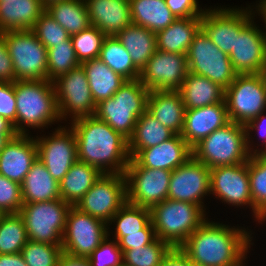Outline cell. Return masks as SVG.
Segmentation results:
<instances>
[{
    "label": "cell",
    "instance_id": "cell-1",
    "mask_svg": "<svg viewBox=\"0 0 266 266\" xmlns=\"http://www.w3.org/2000/svg\"><path fill=\"white\" fill-rule=\"evenodd\" d=\"M78 161L102 174H124L129 164L128 139L95 115L72 121ZM110 168V169H109Z\"/></svg>",
    "mask_w": 266,
    "mask_h": 266
},
{
    "label": "cell",
    "instance_id": "cell-2",
    "mask_svg": "<svg viewBox=\"0 0 266 266\" xmlns=\"http://www.w3.org/2000/svg\"><path fill=\"white\" fill-rule=\"evenodd\" d=\"M249 234L206 220L179 249L189 260L205 266H233L246 259L252 241Z\"/></svg>",
    "mask_w": 266,
    "mask_h": 266
},
{
    "label": "cell",
    "instance_id": "cell-3",
    "mask_svg": "<svg viewBox=\"0 0 266 266\" xmlns=\"http://www.w3.org/2000/svg\"><path fill=\"white\" fill-rule=\"evenodd\" d=\"M17 134H26V127L43 128L60 121L53 82L49 80H16ZM26 126H24V125Z\"/></svg>",
    "mask_w": 266,
    "mask_h": 266
},
{
    "label": "cell",
    "instance_id": "cell-4",
    "mask_svg": "<svg viewBox=\"0 0 266 266\" xmlns=\"http://www.w3.org/2000/svg\"><path fill=\"white\" fill-rule=\"evenodd\" d=\"M149 90L137 80H127L111 97L96 104L95 116L129 139L138 118L147 110Z\"/></svg>",
    "mask_w": 266,
    "mask_h": 266
},
{
    "label": "cell",
    "instance_id": "cell-5",
    "mask_svg": "<svg viewBox=\"0 0 266 266\" xmlns=\"http://www.w3.org/2000/svg\"><path fill=\"white\" fill-rule=\"evenodd\" d=\"M150 212L156 237L172 248H179L206 221L201 206L168 198L154 205Z\"/></svg>",
    "mask_w": 266,
    "mask_h": 266
},
{
    "label": "cell",
    "instance_id": "cell-6",
    "mask_svg": "<svg viewBox=\"0 0 266 266\" xmlns=\"http://www.w3.org/2000/svg\"><path fill=\"white\" fill-rule=\"evenodd\" d=\"M250 155L244 125L231 121L192 147V156L210 169L245 163Z\"/></svg>",
    "mask_w": 266,
    "mask_h": 266
},
{
    "label": "cell",
    "instance_id": "cell-7",
    "mask_svg": "<svg viewBox=\"0 0 266 266\" xmlns=\"http://www.w3.org/2000/svg\"><path fill=\"white\" fill-rule=\"evenodd\" d=\"M71 206L62 199L24 203L19 214L24 220L28 239L61 245Z\"/></svg>",
    "mask_w": 266,
    "mask_h": 266
},
{
    "label": "cell",
    "instance_id": "cell-8",
    "mask_svg": "<svg viewBox=\"0 0 266 266\" xmlns=\"http://www.w3.org/2000/svg\"><path fill=\"white\" fill-rule=\"evenodd\" d=\"M16 80H48L47 48L32 30L3 32Z\"/></svg>",
    "mask_w": 266,
    "mask_h": 266
},
{
    "label": "cell",
    "instance_id": "cell-9",
    "mask_svg": "<svg viewBox=\"0 0 266 266\" xmlns=\"http://www.w3.org/2000/svg\"><path fill=\"white\" fill-rule=\"evenodd\" d=\"M229 121L246 125L266 109V85L260 73L237 74L225 89Z\"/></svg>",
    "mask_w": 266,
    "mask_h": 266
},
{
    "label": "cell",
    "instance_id": "cell-10",
    "mask_svg": "<svg viewBox=\"0 0 266 266\" xmlns=\"http://www.w3.org/2000/svg\"><path fill=\"white\" fill-rule=\"evenodd\" d=\"M189 72L207 77L224 90L235 80L229 56L221 51L200 28L195 34L187 52Z\"/></svg>",
    "mask_w": 266,
    "mask_h": 266
},
{
    "label": "cell",
    "instance_id": "cell-11",
    "mask_svg": "<svg viewBox=\"0 0 266 266\" xmlns=\"http://www.w3.org/2000/svg\"><path fill=\"white\" fill-rule=\"evenodd\" d=\"M109 225L71 206L67 214L62 249L74 257H89L109 237Z\"/></svg>",
    "mask_w": 266,
    "mask_h": 266
},
{
    "label": "cell",
    "instance_id": "cell-12",
    "mask_svg": "<svg viewBox=\"0 0 266 266\" xmlns=\"http://www.w3.org/2000/svg\"><path fill=\"white\" fill-rule=\"evenodd\" d=\"M172 171L141 167L133 158L125 169L127 201L144 208L168 198V188Z\"/></svg>",
    "mask_w": 266,
    "mask_h": 266
},
{
    "label": "cell",
    "instance_id": "cell-13",
    "mask_svg": "<svg viewBox=\"0 0 266 266\" xmlns=\"http://www.w3.org/2000/svg\"><path fill=\"white\" fill-rule=\"evenodd\" d=\"M126 202L124 174L109 173L102 174L74 207L109 224L110 219Z\"/></svg>",
    "mask_w": 266,
    "mask_h": 266
},
{
    "label": "cell",
    "instance_id": "cell-14",
    "mask_svg": "<svg viewBox=\"0 0 266 266\" xmlns=\"http://www.w3.org/2000/svg\"><path fill=\"white\" fill-rule=\"evenodd\" d=\"M52 82L61 120H64L68 114L72 115V121L95 114L96 104L81 65L60 75Z\"/></svg>",
    "mask_w": 266,
    "mask_h": 266
},
{
    "label": "cell",
    "instance_id": "cell-15",
    "mask_svg": "<svg viewBox=\"0 0 266 266\" xmlns=\"http://www.w3.org/2000/svg\"><path fill=\"white\" fill-rule=\"evenodd\" d=\"M188 73L187 55L157 49L140 71L139 80L149 91H177Z\"/></svg>",
    "mask_w": 266,
    "mask_h": 266
},
{
    "label": "cell",
    "instance_id": "cell-16",
    "mask_svg": "<svg viewBox=\"0 0 266 266\" xmlns=\"http://www.w3.org/2000/svg\"><path fill=\"white\" fill-rule=\"evenodd\" d=\"M37 158L59 183L78 160L74 131L58 127L49 137H36Z\"/></svg>",
    "mask_w": 266,
    "mask_h": 266
},
{
    "label": "cell",
    "instance_id": "cell-17",
    "mask_svg": "<svg viewBox=\"0 0 266 266\" xmlns=\"http://www.w3.org/2000/svg\"><path fill=\"white\" fill-rule=\"evenodd\" d=\"M210 168L191 156L171 173L168 199L193 203L204 208L205 195L210 194Z\"/></svg>",
    "mask_w": 266,
    "mask_h": 266
},
{
    "label": "cell",
    "instance_id": "cell-18",
    "mask_svg": "<svg viewBox=\"0 0 266 266\" xmlns=\"http://www.w3.org/2000/svg\"><path fill=\"white\" fill-rule=\"evenodd\" d=\"M251 16L235 35V46L229 58L237 74L261 73L266 60V32L258 29Z\"/></svg>",
    "mask_w": 266,
    "mask_h": 266
},
{
    "label": "cell",
    "instance_id": "cell-19",
    "mask_svg": "<svg viewBox=\"0 0 266 266\" xmlns=\"http://www.w3.org/2000/svg\"><path fill=\"white\" fill-rule=\"evenodd\" d=\"M210 194L235 206H251L254 216L248 174V161L241 164L213 167L210 169Z\"/></svg>",
    "mask_w": 266,
    "mask_h": 266
},
{
    "label": "cell",
    "instance_id": "cell-20",
    "mask_svg": "<svg viewBox=\"0 0 266 266\" xmlns=\"http://www.w3.org/2000/svg\"><path fill=\"white\" fill-rule=\"evenodd\" d=\"M245 9H206L201 18V28L212 42L228 56L235 46V35L253 13Z\"/></svg>",
    "mask_w": 266,
    "mask_h": 266
},
{
    "label": "cell",
    "instance_id": "cell-21",
    "mask_svg": "<svg viewBox=\"0 0 266 266\" xmlns=\"http://www.w3.org/2000/svg\"><path fill=\"white\" fill-rule=\"evenodd\" d=\"M36 159V140L28 133L17 134L0 151V174L21 184Z\"/></svg>",
    "mask_w": 266,
    "mask_h": 266
},
{
    "label": "cell",
    "instance_id": "cell-22",
    "mask_svg": "<svg viewBox=\"0 0 266 266\" xmlns=\"http://www.w3.org/2000/svg\"><path fill=\"white\" fill-rule=\"evenodd\" d=\"M229 118L225 99L220 103L201 108L185 110L184 127L181 136L192 148L213 131L228 124Z\"/></svg>",
    "mask_w": 266,
    "mask_h": 266
},
{
    "label": "cell",
    "instance_id": "cell-23",
    "mask_svg": "<svg viewBox=\"0 0 266 266\" xmlns=\"http://www.w3.org/2000/svg\"><path fill=\"white\" fill-rule=\"evenodd\" d=\"M192 156V148L180 134L153 147L142 149L133 159L150 169L173 171Z\"/></svg>",
    "mask_w": 266,
    "mask_h": 266
},
{
    "label": "cell",
    "instance_id": "cell-24",
    "mask_svg": "<svg viewBox=\"0 0 266 266\" xmlns=\"http://www.w3.org/2000/svg\"><path fill=\"white\" fill-rule=\"evenodd\" d=\"M90 24L106 36H116L132 24L129 0H85Z\"/></svg>",
    "mask_w": 266,
    "mask_h": 266
},
{
    "label": "cell",
    "instance_id": "cell-25",
    "mask_svg": "<svg viewBox=\"0 0 266 266\" xmlns=\"http://www.w3.org/2000/svg\"><path fill=\"white\" fill-rule=\"evenodd\" d=\"M185 110L178 91H149L146 111L175 134L183 130Z\"/></svg>",
    "mask_w": 266,
    "mask_h": 266
},
{
    "label": "cell",
    "instance_id": "cell-26",
    "mask_svg": "<svg viewBox=\"0 0 266 266\" xmlns=\"http://www.w3.org/2000/svg\"><path fill=\"white\" fill-rule=\"evenodd\" d=\"M45 11L41 0H6L0 2V33L31 30Z\"/></svg>",
    "mask_w": 266,
    "mask_h": 266
},
{
    "label": "cell",
    "instance_id": "cell-27",
    "mask_svg": "<svg viewBox=\"0 0 266 266\" xmlns=\"http://www.w3.org/2000/svg\"><path fill=\"white\" fill-rule=\"evenodd\" d=\"M23 203H36L61 199L59 183L49 174L37 158L21 183Z\"/></svg>",
    "mask_w": 266,
    "mask_h": 266
},
{
    "label": "cell",
    "instance_id": "cell-28",
    "mask_svg": "<svg viewBox=\"0 0 266 266\" xmlns=\"http://www.w3.org/2000/svg\"><path fill=\"white\" fill-rule=\"evenodd\" d=\"M181 95L186 110L201 108L220 103L224 100L225 90L207 77L188 73L181 87Z\"/></svg>",
    "mask_w": 266,
    "mask_h": 266
},
{
    "label": "cell",
    "instance_id": "cell-29",
    "mask_svg": "<svg viewBox=\"0 0 266 266\" xmlns=\"http://www.w3.org/2000/svg\"><path fill=\"white\" fill-rule=\"evenodd\" d=\"M200 28L201 18H177L167 28L156 33L157 49L187 55Z\"/></svg>",
    "mask_w": 266,
    "mask_h": 266
},
{
    "label": "cell",
    "instance_id": "cell-30",
    "mask_svg": "<svg viewBox=\"0 0 266 266\" xmlns=\"http://www.w3.org/2000/svg\"><path fill=\"white\" fill-rule=\"evenodd\" d=\"M81 66L85 70L95 104L111 98L127 81L99 58L85 61Z\"/></svg>",
    "mask_w": 266,
    "mask_h": 266
},
{
    "label": "cell",
    "instance_id": "cell-31",
    "mask_svg": "<svg viewBox=\"0 0 266 266\" xmlns=\"http://www.w3.org/2000/svg\"><path fill=\"white\" fill-rule=\"evenodd\" d=\"M101 175L96 167L77 160L59 182L61 199L74 206Z\"/></svg>",
    "mask_w": 266,
    "mask_h": 266
},
{
    "label": "cell",
    "instance_id": "cell-32",
    "mask_svg": "<svg viewBox=\"0 0 266 266\" xmlns=\"http://www.w3.org/2000/svg\"><path fill=\"white\" fill-rule=\"evenodd\" d=\"M116 37L140 71L157 50L156 33L142 26L131 24L120 31Z\"/></svg>",
    "mask_w": 266,
    "mask_h": 266
},
{
    "label": "cell",
    "instance_id": "cell-33",
    "mask_svg": "<svg viewBox=\"0 0 266 266\" xmlns=\"http://www.w3.org/2000/svg\"><path fill=\"white\" fill-rule=\"evenodd\" d=\"M132 24L157 33L167 28L177 18L165 0H129Z\"/></svg>",
    "mask_w": 266,
    "mask_h": 266
},
{
    "label": "cell",
    "instance_id": "cell-34",
    "mask_svg": "<svg viewBox=\"0 0 266 266\" xmlns=\"http://www.w3.org/2000/svg\"><path fill=\"white\" fill-rule=\"evenodd\" d=\"M174 135L173 131L145 111L138 118L133 135L128 139L130 158H134L142 149L161 144Z\"/></svg>",
    "mask_w": 266,
    "mask_h": 266
},
{
    "label": "cell",
    "instance_id": "cell-35",
    "mask_svg": "<svg viewBox=\"0 0 266 266\" xmlns=\"http://www.w3.org/2000/svg\"><path fill=\"white\" fill-rule=\"evenodd\" d=\"M45 11L70 36L81 32L91 25L85 0H62L54 2L45 7Z\"/></svg>",
    "mask_w": 266,
    "mask_h": 266
},
{
    "label": "cell",
    "instance_id": "cell-36",
    "mask_svg": "<svg viewBox=\"0 0 266 266\" xmlns=\"http://www.w3.org/2000/svg\"><path fill=\"white\" fill-rule=\"evenodd\" d=\"M98 58L126 80H137L140 77V70L133 64L131 56L116 36L104 39Z\"/></svg>",
    "mask_w": 266,
    "mask_h": 266
},
{
    "label": "cell",
    "instance_id": "cell-37",
    "mask_svg": "<svg viewBox=\"0 0 266 266\" xmlns=\"http://www.w3.org/2000/svg\"><path fill=\"white\" fill-rule=\"evenodd\" d=\"M250 192L255 218L258 222L266 219V153L250 155L248 160ZM260 220V221H259Z\"/></svg>",
    "mask_w": 266,
    "mask_h": 266
},
{
    "label": "cell",
    "instance_id": "cell-38",
    "mask_svg": "<svg viewBox=\"0 0 266 266\" xmlns=\"http://www.w3.org/2000/svg\"><path fill=\"white\" fill-rule=\"evenodd\" d=\"M150 221V209L134 205L127 201L110 219L109 223L116 222L114 239L118 242L125 235L141 233V230Z\"/></svg>",
    "mask_w": 266,
    "mask_h": 266
},
{
    "label": "cell",
    "instance_id": "cell-39",
    "mask_svg": "<svg viewBox=\"0 0 266 266\" xmlns=\"http://www.w3.org/2000/svg\"><path fill=\"white\" fill-rule=\"evenodd\" d=\"M28 240L22 216L6 214L0 221V254L21 253Z\"/></svg>",
    "mask_w": 266,
    "mask_h": 266
},
{
    "label": "cell",
    "instance_id": "cell-40",
    "mask_svg": "<svg viewBox=\"0 0 266 266\" xmlns=\"http://www.w3.org/2000/svg\"><path fill=\"white\" fill-rule=\"evenodd\" d=\"M47 72L48 80L53 81L60 75L81 64L76 58L75 50L71 40H65L56 46L47 49Z\"/></svg>",
    "mask_w": 266,
    "mask_h": 266
},
{
    "label": "cell",
    "instance_id": "cell-41",
    "mask_svg": "<svg viewBox=\"0 0 266 266\" xmlns=\"http://www.w3.org/2000/svg\"><path fill=\"white\" fill-rule=\"evenodd\" d=\"M171 249L168 243L157 238L149 245L124 251L123 263L129 266H160Z\"/></svg>",
    "mask_w": 266,
    "mask_h": 266
},
{
    "label": "cell",
    "instance_id": "cell-42",
    "mask_svg": "<svg viewBox=\"0 0 266 266\" xmlns=\"http://www.w3.org/2000/svg\"><path fill=\"white\" fill-rule=\"evenodd\" d=\"M106 37L101 30L92 25L71 35V42L79 63L98 58Z\"/></svg>",
    "mask_w": 266,
    "mask_h": 266
},
{
    "label": "cell",
    "instance_id": "cell-43",
    "mask_svg": "<svg viewBox=\"0 0 266 266\" xmlns=\"http://www.w3.org/2000/svg\"><path fill=\"white\" fill-rule=\"evenodd\" d=\"M63 253L61 245L28 240L21 251L27 266H58Z\"/></svg>",
    "mask_w": 266,
    "mask_h": 266
},
{
    "label": "cell",
    "instance_id": "cell-44",
    "mask_svg": "<svg viewBox=\"0 0 266 266\" xmlns=\"http://www.w3.org/2000/svg\"><path fill=\"white\" fill-rule=\"evenodd\" d=\"M39 41L48 49L71 40L70 34L44 11L31 29Z\"/></svg>",
    "mask_w": 266,
    "mask_h": 266
},
{
    "label": "cell",
    "instance_id": "cell-45",
    "mask_svg": "<svg viewBox=\"0 0 266 266\" xmlns=\"http://www.w3.org/2000/svg\"><path fill=\"white\" fill-rule=\"evenodd\" d=\"M23 204L21 184L0 174V209L6 214L19 213Z\"/></svg>",
    "mask_w": 266,
    "mask_h": 266
},
{
    "label": "cell",
    "instance_id": "cell-46",
    "mask_svg": "<svg viewBox=\"0 0 266 266\" xmlns=\"http://www.w3.org/2000/svg\"><path fill=\"white\" fill-rule=\"evenodd\" d=\"M108 237L88 257L91 266H119L123 263L118 242H108Z\"/></svg>",
    "mask_w": 266,
    "mask_h": 266
},
{
    "label": "cell",
    "instance_id": "cell-47",
    "mask_svg": "<svg viewBox=\"0 0 266 266\" xmlns=\"http://www.w3.org/2000/svg\"><path fill=\"white\" fill-rule=\"evenodd\" d=\"M16 115L14 82H0V116L14 125Z\"/></svg>",
    "mask_w": 266,
    "mask_h": 266
},
{
    "label": "cell",
    "instance_id": "cell-48",
    "mask_svg": "<svg viewBox=\"0 0 266 266\" xmlns=\"http://www.w3.org/2000/svg\"><path fill=\"white\" fill-rule=\"evenodd\" d=\"M157 239L155 229L150 221L142 230L141 233H133L123 236L119 241V248L122 253L133 248L149 245Z\"/></svg>",
    "mask_w": 266,
    "mask_h": 266
},
{
    "label": "cell",
    "instance_id": "cell-49",
    "mask_svg": "<svg viewBox=\"0 0 266 266\" xmlns=\"http://www.w3.org/2000/svg\"><path fill=\"white\" fill-rule=\"evenodd\" d=\"M167 7L176 18H202L197 0H165Z\"/></svg>",
    "mask_w": 266,
    "mask_h": 266
},
{
    "label": "cell",
    "instance_id": "cell-50",
    "mask_svg": "<svg viewBox=\"0 0 266 266\" xmlns=\"http://www.w3.org/2000/svg\"><path fill=\"white\" fill-rule=\"evenodd\" d=\"M0 82H15L14 66L3 33H0Z\"/></svg>",
    "mask_w": 266,
    "mask_h": 266
},
{
    "label": "cell",
    "instance_id": "cell-51",
    "mask_svg": "<svg viewBox=\"0 0 266 266\" xmlns=\"http://www.w3.org/2000/svg\"><path fill=\"white\" fill-rule=\"evenodd\" d=\"M263 113H261L258 117H255L253 120H251L249 123H247L244 127H245V132H246V145H247V150L248 152L252 155V154H256V153H266V115L262 116ZM257 129L258 134H260L261 138L263 139V143L262 145H264V147L262 149L257 150H251L253 148H251L250 143L251 141L250 139V131H254ZM264 137V138H263ZM264 149V150H263ZM253 151V152H252Z\"/></svg>",
    "mask_w": 266,
    "mask_h": 266
},
{
    "label": "cell",
    "instance_id": "cell-52",
    "mask_svg": "<svg viewBox=\"0 0 266 266\" xmlns=\"http://www.w3.org/2000/svg\"><path fill=\"white\" fill-rule=\"evenodd\" d=\"M160 266H188V258L179 248H172Z\"/></svg>",
    "mask_w": 266,
    "mask_h": 266
},
{
    "label": "cell",
    "instance_id": "cell-53",
    "mask_svg": "<svg viewBox=\"0 0 266 266\" xmlns=\"http://www.w3.org/2000/svg\"><path fill=\"white\" fill-rule=\"evenodd\" d=\"M17 135L14 130L13 124L6 118L0 116V151L4 148L5 144Z\"/></svg>",
    "mask_w": 266,
    "mask_h": 266
},
{
    "label": "cell",
    "instance_id": "cell-54",
    "mask_svg": "<svg viewBox=\"0 0 266 266\" xmlns=\"http://www.w3.org/2000/svg\"><path fill=\"white\" fill-rule=\"evenodd\" d=\"M58 266H91V264L87 257H74L63 252Z\"/></svg>",
    "mask_w": 266,
    "mask_h": 266
},
{
    "label": "cell",
    "instance_id": "cell-55",
    "mask_svg": "<svg viewBox=\"0 0 266 266\" xmlns=\"http://www.w3.org/2000/svg\"><path fill=\"white\" fill-rule=\"evenodd\" d=\"M0 266H27L21 253L0 254Z\"/></svg>",
    "mask_w": 266,
    "mask_h": 266
},
{
    "label": "cell",
    "instance_id": "cell-56",
    "mask_svg": "<svg viewBox=\"0 0 266 266\" xmlns=\"http://www.w3.org/2000/svg\"><path fill=\"white\" fill-rule=\"evenodd\" d=\"M258 8L256 11H258V14H261L263 16V20L266 24V0H261L260 4L256 6Z\"/></svg>",
    "mask_w": 266,
    "mask_h": 266
},
{
    "label": "cell",
    "instance_id": "cell-57",
    "mask_svg": "<svg viewBox=\"0 0 266 266\" xmlns=\"http://www.w3.org/2000/svg\"><path fill=\"white\" fill-rule=\"evenodd\" d=\"M260 74H261V76L263 78V81H264V83L266 85V60H265V62L263 64V67H262V70H261Z\"/></svg>",
    "mask_w": 266,
    "mask_h": 266
},
{
    "label": "cell",
    "instance_id": "cell-58",
    "mask_svg": "<svg viewBox=\"0 0 266 266\" xmlns=\"http://www.w3.org/2000/svg\"><path fill=\"white\" fill-rule=\"evenodd\" d=\"M58 1H62V0H41V2L43 3L44 7H47L48 5L54 3V2H58Z\"/></svg>",
    "mask_w": 266,
    "mask_h": 266
},
{
    "label": "cell",
    "instance_id": "cell-59",
    "mask_svg": "<svg viewBox=\"0 0 266 266\" xmlns=\"http://www.w3.org/2000/svg\"><path fill=\"white\" fill-rule=\"evenodd\" d=\"M188 266H205V265L193 262L188 259Z\"/></svg>",
    "mask_w": 266,
    "mask_h": 266
},
{
    "label": "cell",
    "instance_id": "cell-60",
    "mask_svg": "<svg viewBox=\"0 0 266 266\" xmlns=\"http://www.w3.org/2000/svg\"><path fill=\"white\" fill-rule=\"evenodd\" d=\"M6 215V213H4L1 209H0V221L2 220V218Z\"/></svg>",
    "mask_w": 266,
    "mask_h": 266
},
{
    "label": "cell",
    "instance_id": "cell-61",
    "mask_svg": "<svg viewBox=\"0 0 266 266\" xmlns=\"http://www.w3.org/2000/svg\"><path fill=\"white\" fill-rule=\"evenodd\" d=\"M243 260L241 261V262H239V263H237V264H235V265H233V266H244V264H243Z\"/></svg>",
    "mask_w": 266,
    "mask_h": 266
},
{
    "label": "cell",
    "instance_id": "cell-62",
    "mask_svg": "<svg viewBox=\"0 0 266 266\" xmlns=\"http://www.w3.org/2000/svg\"><path fill=\"white\" fill-rule=\"evenodd\" d=\"M119 266H129V265H127V264H125V263H122V264L119 265Z\"/></svg>",
    "mask_w": 266,
    "mask_h": 266
}]
</instances>
